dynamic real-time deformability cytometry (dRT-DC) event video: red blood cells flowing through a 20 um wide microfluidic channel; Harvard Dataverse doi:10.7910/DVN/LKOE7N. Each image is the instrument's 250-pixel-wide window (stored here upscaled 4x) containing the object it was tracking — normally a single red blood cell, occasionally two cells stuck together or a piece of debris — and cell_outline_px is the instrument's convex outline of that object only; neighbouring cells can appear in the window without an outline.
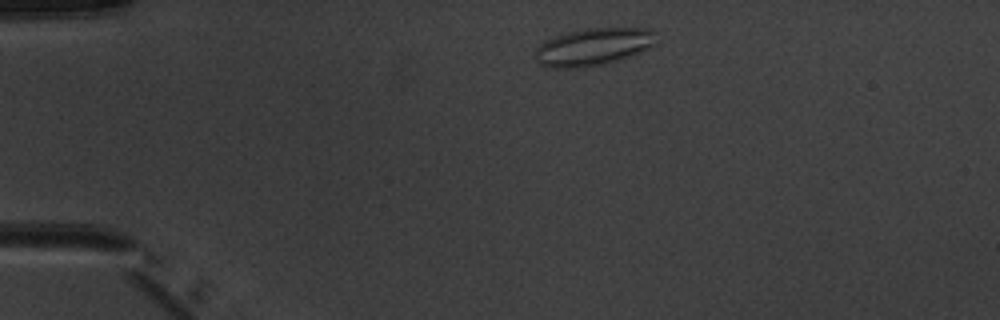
{"species": "common noctule bat (a hibernating species)", "species_latin": "Nyctalus noctula", "temperature_condition": "warm", "stored_images_in_passage": 4, "camera_frame_rate_fps": 3000, "um_per_image_px": 0.085, "animal": {"sex": "male", "body_mass_g": 20.1, "forearm_length_mm": 53.5}, "frame": {"image": 1, "passage_image": 1, "time_ms": 0.0, "image_size_px": [1000, 320], "cell_outline_px": [[656, 44], [632, 56], [604, 64], [576, 68], [548, 68], [540, 64], [536, 60], [536, 48], [544, 40], [568, 32], [588, 28], [652, 28]], "centroid_in_image_um": [50.42, 3.98], "position_along_channel_um": 34.6, "area_um2": 26.41}}
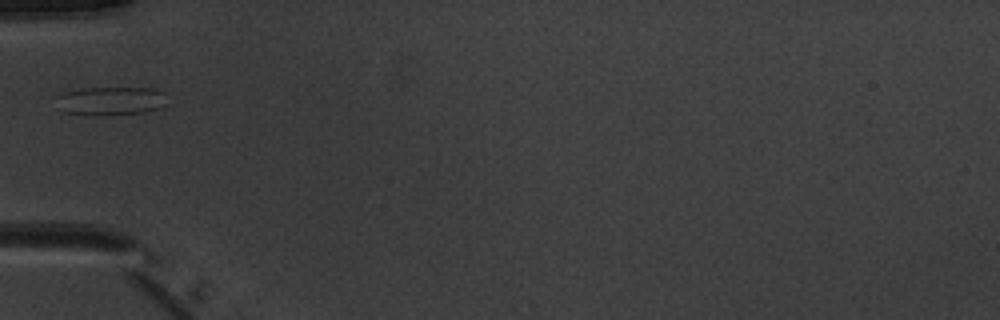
{"frame": {"image": 2, "passage_image": 3, "time_ms": 2.333, "image_size_px": [1000, 320], "cell_outline_px": [[168, 104], [160, 108], [144, 112], [64, 112], [56, 96], [64, 92], [84, 88], [152, 88], [164, 92]], "centroid_in_image_um": [9.53, 8.51], "position_along_channel_um": 75.5, "area_um2": 17.28}}
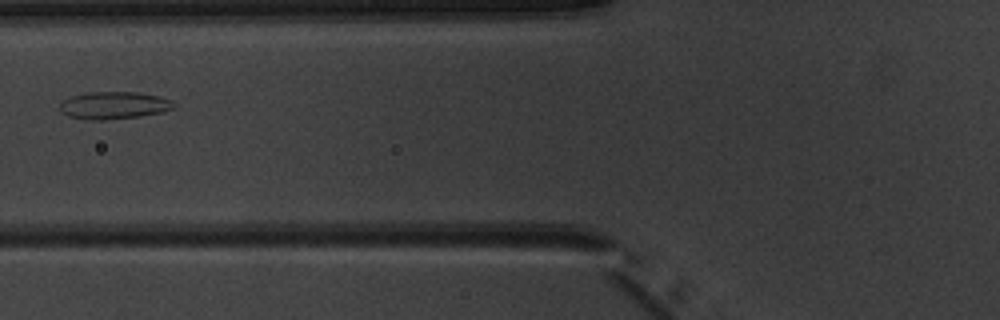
{"frame": {"image": 3, "passage_image": 4, "time_ms": 3.333, "image_size_px": [1000, 320], "cell_outline_px": [[176, 104], [172, 108], [160, 112], [140, 116], [104, 120], [88, 120], [68, 116], [60, 108], [60, 104], [64, 100], [72, 96], [88, 92], [136, 92], [160, 96], [172, 100]], "centroid_in_image_um": [9.7, 8.95], "position_along_channel_um": 116.1, "area_um2": 18.03}}